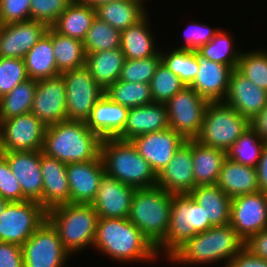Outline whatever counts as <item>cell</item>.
I'll list each match as a JSON object with an SVG mask.
<instances>
[{
	"label": "cell",
	"instance_id": "1",
	"mask_svg": "<svg viewBox=\"0 0 267 267\" xmlns=\"http://www.w3.org/2000/svg\"><path fill=\"white\" fill-rule=\"evenodd\" d=\"M93 247L121 262L153 261L159 255L128 218H99Z\"/></svg>",
	"mask_w": 267,
	"mask_h": 267
},
{
	"label": "cell",
	"instance_id": "2",
	"mask_svg": "<svg viewBox=\"0 0 267 267\" xmlns=\"http://www.w3.org/2000/svg\"><path fill=\"white\" fill-rule=\"evenodd\" d=\"M102 139L84 121L64 120L46 127L42 153L68 164L96 160Z\"/></svg>",
	"mask_w": 267,
	"mask_h": 267
},
{
	"label": "cell",
	"instance_id": "3",
	"mask_svg": "<svg viewBox=\"0 0 267 267\" xmlns=\"http://www.w3.org/2000/svg\"><path fill=\"white\" fill-rule=\"evenodd\" d=\"M244 243L230 224L213 226L188 240L168 260L170 263L200 265L225 259V267L244 248Z\"/></svg>",
	"mask_w": 267,
	"mask_h": 267
},
{
	"label": "cell",
	"instance_id": "4",
	"mask_svg": "<svg viewBox=\"0 0 267 267\" xmlns=\"http://www.w3.org/2000/svg\"><path fill=\"white\" fill-rule=\"evenodd\" d=\"M100 156L106 175L135 189L156 186V173L131 141L117 138L102 139Z\"/></svg>",
	"mask_w": 267,
	"mask_h": 267
},
{
	"label": "cell",
	"instance_id": "5",
	"mask_svg": "<svg viewBox=\"0 0 267 267\" xmlns=\"http://www.w3.org/2000/svg\"><path fill=\"white\" fill-rule=\"evenodd\" d=\"M47 220L56 229L64 248L71 254L92 246L99 215L91 204L67 203L47 211Z\"/></svg>",
	"mask_w": 267,
	"mask_h": 267
},
{
	"label": "cell",
	"instance_id": "6",
	"mask_svg": "<svg viewBox=\"0 0 267 267\" xmlns=\"http://www.w3.org/2000/svg\"><path fill=\"white\" fill-rule=\"evenodd\" d=\"M173 194L158 188L135 189L128 220L157 247L166 237Z\"/></svg>",
	"mask_w": 267,
	"mask_h": 267
},
{
	"label": "cell",
	"instance_id": "7",
	"mask_svg": "<svg viewBox=\"0 0 267 267\" xmlns=\"http://www.w3.org/2000/svg\"><path fill=\"white\" fill-rule=\"evenodd\" d=\"M211 227L204 208L190 194H173L168 232L156 247L157 253L166 252L169 259L188 240Z\"/></svg>",
	"mask_w": 267,
	"mask_h": 267
},
{
	"label": "cell",
	"instance_id": "8",
	"mask_svg": "<svg viewBox=\"0 0 267 267\" xmlns=\"http://www.w3.org/2000/svg\"><path fill=\"white\" fill-rule=\"evenodd\" d=\"M250 128V121L223 102H209L196 138L203 145L227 152Z\"/></svg>",
	"mask_w": 267,
	"mask_h": 267
},
{
	"label": "cell",
	"instance_id": "9",
	"mask_svg": "<svg viewBox=\"0 0 267 267\" xmlns=\"http://www.w3.org/2000/svg\"><path fill=\"white\" fill-rule=\"evenodd\" d=\"M47 219L39 202H8L0 216V241L22 246Z\"/></svg>",
	"mask_w": 267,
	"mask_h": 267
},
{
	"label": "cell",
	"instance_id": "10",
	"mask_svg": "<svg viewBox=\"0 0 267 267\" xmlns=\"http://www.w3.org/2000/svg\"><path fill=\"white\" fill-rule=\"evenodd\" d=\"M60 75L66 90V120L86 122L105 90L96 83L86 66Z\"/></svg>",
	"mask_w": 267,
	"mask_h": 267
},
{
	"label": "cell",
	"instance_id": "11",
	"mask_svg": "<svg viewBox=\"0 0 267 267\" xmlns=\"http://www.w3.org/2000/svg\"><path fill=\"white\" fill-rule=\"evenodd\" d=\"M208 104L193 88L185 86L165 103L170 128L185 140L196 139Z\"/></svg>",
	"mask_w": 267,
	"mask_h": 267
},
{
	"label": "cell",
	"instance_id": "12",
	"mask_svg": "<svg viewBox=\"0 0 267 267\" xmlns=\"http://www.w3.org/2000/svg\"><path fill=\"white\" fill-rule=\"evenodd\" d=\"M24 267H64L71 254L46 219L21 246Z\"/></svg>",
	"mask_w": 267,
	"mask_h": 267
},
{
	"label": "cell",
	"instance_id": "13",
	"mask_svg": "<svg viewBox=\"0 0 267 267\" xmlns=\"http://www.w3.org/2000/svg\"><path fill=\"white\" fill-rule=\"evenodd\" d=\"M46 127L32 112L0 120V152L42 150Z\"/></svg>",
	"mask_w": 267,
	"mask_h": 267
},
{
	"label": "cell",
	"instance_id": "14",
	"mask_svg": "<svg viewBox=\"0 0 267 267\" xmlns=\"http://www.w3.org/2000/svg\"><path fill=\"white\" fill-rule=\"evenodd\" d=\"M229 224L244 241L267 228V194L259 191L232 198Z\"/></svg>",
	"mask_w": 267,
	"mask_h": 267
},
{
	"label": "cell",
	"instance_id": "15",
	"mask_svg": "<svg viewBox=\"0 0 267 267\" xmlns=\"http://www.w3.org/2000/svg\"><path fill=\"white\" fill-rule=\"evenodd\" d=\"M31 112L45 126L66 120V90L61 75L37 80Z\"/></svg>",
	"mask_w": 267,
	"mask_h": 267
},
{
	"label": "cell",
	"instance_id": "16",
	"mask_svg": "<svg viewBox=\"0 0 267 267\" xmlns=\"http://www.w3.org/2000/svg\"><path fill=\"white\" fill-rule=\"evenodd\" d=\"M130 141L157 175L186 140L175 130L167 128L136 136Z\"/></svg>",
	"mask_w": 267,
	"mask_h": 267
},
{
	"label": "cell",
	"instance_id": "17",
	"mask_svg": "<svg viewBox=\"0 0 267 267\" xmlns=\"http://www.w3.org/2000/svg\"><path fill=\"white\" fill-rule=\"evenodd\" d=\"M8 161L27 200L39 202L43 207V176L40 151L0 152Z\"/></svg>",
	"mask_w": 267,
	"mask_h": 267
},
{
	"label": "cell",
	"instance_id": "18",
	"mask_svg": "<svg viewBox=\"0 0 267 267\" xmlns=\"http://www.w3.org/2000/svg\"><path fill=\"white\" fill-rule=\"evenodd\" d=\"M156 186L170 194H189L195 188L192 139L186 140L167 166L157 174Z\"/></svg>",
	"mask_w": 267,
	"mask_h": 267
},
{
	"label": "cell",
	"instance_id": "19",
	"mask_svg": "<svg viewBox=\"0 0 267 267\" xmlns=\"http://www.w3.org/2000/svg\"><path fill=\"white\" fill-rule=\"evenodd\" d=\"M223 103L250 121L267 105V91L233 69Z\"/></svg>",
	"mask_w": 267,
	"mask_h": 267
},
{
	"label": "cell",
	"instance_id": "20",
	"mask_svg": "<svg viewBox=\"0 0 267 267\" xmlns=\"http://www.w3.org/2000/svg\"><path fill=\"white\" fill-rule=\"evenodd\" d=\"M135 188L106 174L91 205L99 218H128Z\"/></svg>",
	"mask_w": 267,
	"mask_h": 267
},
{
	"label": "cell",
	"instance_id": "21",
	"mask_svg": "<svg viewBox=\"0 0 267 267\" xmlns=\"http://www.w3.org/2000/svg\"><path fill=\"white\" fill-rule=\"evenodd\" d=\"M47 29L45 23L35 20L3 24L0 32V57L23 59Z\"/></svg>",
	"mask_w": 267,
	"mask_h": 267
},
{
	"label": "cell",
	"instance_id": "22",
	"mask_svg": "<svg viewBox=\"0 0 267 267\" xmlns=\"http://www.w3.org/2000/svg\"><path fill=\"white\" fill-rule=\"evenodd\" d=\"M66 172L70 188V203L91 204L99 189L101 178L105 174L101 156L92 161L68 163Z\"/></svg>",
	"mask_w": 267,
	"mask_h": 267
},
{
	"label": "cell",
	"instance_id": "23",
	"mask_svg": "<svg viewBox=\"0 0 267 267\" xmlns=\"http://www.w3.org/2000/svg\"><path fill=\"white\" fill-rule=\"evenodd\" d=\"M196 58L199 68L189 87L209 102H223L233 69L228 65L204 58L197 52Z\"/></svg>",
	"mask_w": 267,
	"mask_h": 267
},
{
	"label": "cell",
	"instance_id": "24",
	"mask_svg": "<svg viewBox=\"0 0 267 267\" xmlns=\"http://www.w3.org/2000/svg\"><path fill=\"white\" fill-rule=\"evenodd\" d=\"M170 128L167 108L162 103H151L129 108L123 131L116 137L119 140L130 141L134 137Z\"/></svg>",
	"mask_w": 267,
	"mask_h": 267
},
{
	"label": "cell",
	"instance_id": "25",
	"mask_svg": "<svg viewBox=\"0 0 267 267\" xmlns=\"http://www.w3.org/2000/svg\"><path fill=\"white\" fill-rule=\"evenodd\" d=\"M41 173L43 176V208L49 209L70 203V188L66 165L51 158L41 150Z\"/></svg>",
	"mask_w": 267,
	"mask_h": 267
},
{
	"label": "cell",
	"instance_id": "26",
	"mask_svg": "<svg viewBox=\"0 0 267 267\" xmlns=\"http://www.w3.org/2000/svg\"><path fill=\"white\" fill-rule=\"evenodd\" d=\"M128 111V107L113 102L104 94L96 102L86 123L101 139L116 138L123 131Z\"/></svg>",
	"mask_w": 267,
	"mask_h": 267
},
{
	"label": "cell",
	"instance_id": "27",
	"mask_svg": "<svg viewBox=\"0 0 267 267\" xmlns=\"http://www.w3.org/2000/svg\"><path fill=\"white\" fill-rule=\"evenodd\" d=\"M216 185L231 199L260 191L257 169L235 162L228 157L223 161Z\"/></svg>",
	"mask_w": 267,
	"mask_h": 267
},
{
	"label": "cell",
	"instance_id": "28",
	"mask_svg": "<svg viewBox=\"0 0 267 267\" xmlns=\"http://www.w3.org/2000/svg\"><path fill=\"white\" fill-rule=\"evenodd\" d=\"M145 0H113L95 7L96 17L117 30L137 24L148 13L144 7Z\"/></svg>",
	"mask_w": 267,
	"mask_h": 267
},
{
	"label": "cell",
	"instance_id": "29",
	"mask_svg": "<svg viewBox=\"0 0 267 267\" xmlns=\"http://www.w3.org/2000/svg\"><path fill=\"white\" fill-rule=\"evenodd\" d=\"M226 152L192 139V160L195 187L217 184Z\"/></svg>",
	"mask_w": 267,
	"mask_h": 267
},
{
	"label": "cell",
	"instance_id": "30",
	"mask_svg": "<svg viewBox=\"0 0 267 267\" xmlns=\"http://www.w3.org/2000/svg\"><path fill=\"white\" fill-rule=\"evenodd\" d=\"M29 79L41 80L60 75L52 47V26L23 58Z\"/></svg>",
	"mask_w": 267,
	"mask_h": 267
},
{
	"label": "cell",
	"instance_id": "31",
	"mask_svg": "<svg viewBox=\"0 0 267 267\" xmlns=\"http://www.w3.org/2000/svg\"><path fill=\"white\" fill-rule=\"evenodd\" d=\"M95 17L96 9L93 6L73 0L52 27L62 35L83 42Z\"/></svg>",
	"mask_w": 267,
	"mask_h": 267
},
{
	"label": "cell",
	"instance_id": "32",
	"mask_svg": "<svg viewBox=\"0 0 267 267\" xmlns=\"http://www.w3.org/2000/svg\"><path fill=\"white\" fill-rule=\"evenodd\" d=\"M194 201L202 206L213 226H224L230 222L231 198L216 184L198 185L190 193Z\"/></svg>",
	"mask_w": 267,
	"mask_h": 267
},
{
	"label": "cell",
	"instance_id": "33",
	"mask_svg": "<svg viewBox=\"0 0 267 267\" xmlns=\"http://www.w3.org/2000/svg\"><path fill=\"white\" fill-rule=\"evenodd\" d=\"M125 55L120 48L86 54L85 66L96 83L104 90L120 76Z\"/></svg>",
	"mask_w": 267,
	"mask_h": 267
},
{
	"label": "cell",
	"instance_id": "34",
	"mask_svg": "<svg viewBox=\"0 0 267 267\" xmlns=\"http://www.w3.org/2000/svg\"><path fill=\"white\" fill-rule=\"evenodd\" d=\"M148 23L150 22L146 15L137 24L121 31L120 49L124 53L125 59L149 58L159 52L154 44L156 41L153 37L155 36L150 32Z\"/></svg>",
	"mask_w": 267,
	"mask_h": 267
},
{
	"label": "cell",
	"instance_id": "35",
	"mask_svg": "<svg viewBox=\"0 0 267 267\" xmlns=\"http://www.w3.org/2000/svg\"><path fill=\"white\" fill-rule=\"evenodd\" d=\"M52 47L60 74L85 66L86 53L81 40L62 35L52 27Z\"/></svg>",
	"mask_w": 267,
	"mask_h": 267
},
{
	"label": "cell",
	"instance_id": "36",
	"mask_svg": "<svg viewBox=\"0 0 267 267\" xmlns=\"http://www.w3.org/2000/svg\"><path fill=\"white\" fill-rule=\"evenodd\" d=\"M37 80L27 79L0 98V120L31 112Z\"/></svg>",
	"mask_w": 267,
	"mask_h": 267
},
{
	"label": "cell",
	"instance_id": "37",
	"mask_svg": "<svg viewBox=\"0 0 267 267\" xmlns=\"http://www.w3.org/2000/svg\"><path fill=\"white\" fill-rule=\"evenodd\" d=\"M113 102L133 108L153 103L150 84L117 80L104 92Z\"/></svg>",
	"mask_w": 267,
	"mask_h": 267
},
{
	"label": "cell",
	"instance_id": "38",
	"mask_svg": "<svg viewBox=\"0 0 267 267\" xmlns=\"http://www.w3.org/2000/svg\"><path fill=\"white\" fill-rule=\"evenodd\" d=\"M233 37L223 30H219L214 38L205 45H202L196 52L204 58L219 62L236 69L241 52L233 48Z\"/></svg>",
	"mask_w": 267,
	"mask_h": 267
},
{
	"label": "cell",
	"instance_id": "39",
	"mask_svg": "<svg viewBox=\"0 0 267 267\" xmlns=\"http://www.w3.org/2000/svg\"><path fill=\"white\" fill-rule=\"evenodd\" d=\"M121 31L98 17L92 22L83 41L86 54L120 48Z\"/></svg>",
	"mask_w": 267,
	"mask_h": 267
},
{
	"label": "cell",
	"instance_id": "40",
	"mask_svg": "<svg viewBox=\"0 0 267 267\" xmlns=\"http://www.w3.org/2000/svg\"><path fill=\"white\" fill-rule=\"evenodd\" d=\"M265 144L266 142L249 128L230 147L226 156L235 162L256 168Z\"/></svg>",
	"mask_w": 267,
	"mask_h": 267
},
{
	"label": "cell",
	"instance_id": "41",
	"mask_svg": "<svg viewBox=\"0 0 267 267\" xmlns=\"http://www.w3.org/2000/svg\"><path fill=\"white\" fill-rule=\"evenodd\" d=\"M161 56L162 62L177 75L186 86L192 83L199 68L196 51L173 49V51L167 54L161 52Z\"/></svg>",
	"mask_w": 267,
	"mask_h": 267
},
{
	"label": "cell",
	"instance_id": "42",
	"mask_svg": "<svg viewBox=\"0 0 267 267\" xmlns=\"http://www.w3.org/2000/svg\"><path fill=\"white\" fill-rule=\"evenodd\" d=\"M186 85L163 62L150 81L153 102L165 104Z\"/></svg>",
	"mask_w": 267,
	"mask_h": 267
},
{
	"label": "cell",
	"instance_id": "43",
	"mask_svg": "<svg viewBox=\"0 0 267 267\" xmlns=\"http://www.w3.org/2000/svg\"><path fill=\"white\" fill-rule=\"evenodd\" d=\"M255 85L267 91V51L241 52L236 68Z\"/></svg>",
	"mask_w": 267,
	"mask_h": 267
},
{
	"label": "cell",
	"instance_id": "44",
	"mask_svg": "<svg viewBox=\"0 0 267 267\" xmlns=\"http://www.w3.org/2000/svg\"><path fill=\"white\" fill-rule=\"evenodd\" d=\"M161 62L162 56L160 50L156 55L149 58L125 59L118 80L150 84V81Z\"/></svg>",
	"mask_w": 267,
	"mask_h": 267
},
{
	"label": "cell",
	"instance_id": "45",
	"mask_svg": "<svg viewBox=\"0 0 267 267\" xmlns=\"http://www.w3.org/2000/svg\"><path fill=\"white\" fill-rule=\"evenodd\" d=\"M27 79L29 76L23 59L0 57V98Z\"/></svg>",
	"mask_w": 267,
	"mask_h": 267
},
{
	"label": "cell",
	"instance_id": "46",
	"mask_svg": "<svg viewBox=\"0 0 267 267\" xmlns=\"http://www.w3.org/2000/svg\"><path fill=\"white\" fill-rule=\"evenodd\" d=\"M73 0H31L30 20L40 21L48 27L67 9Z\"/></svg>",
	"mask_w": 267,
	"mask_h": 267
},
{
	"label": "cell",
	"instance_id": "47",
	"mask_svg": "<svg viewBox=\"0 0 267 267\" xmlns=\"http://www.w3.org/2000/svg\"><path fill=\"white\" fill-rule=\"evenodd\" d=\"M0 197L8 202L26 201L18 179L12 173L7 159L0 153Z\"/></svg>",
	"mask_w": 267,
	"mask_h": 267
},
{
	"label": "cell",
	"instance_id": "48",
	"mask_svg": "<svg viewBox=\"0 0 267 267\" xmlns=\"http://www.w3.org/2000/svg\"><path fill=\"white\" fill-rule=\"evenodd\" d=\"M31 0H0V20L3 24L30 20Z\"/></svg>",
	"mask_w": 267,
	"mask_h": 267
},
{
	"label": "cell",
	"instance_id": "49",
	"mask_svg": "<svg viewBox=\"0 0 267 267\" xmlns=\"http://www.w3.org/2000/svg\"><path fill=\"white\" fill-rule=\"evenodd\" d=\"M190 27V28H189ZM185 30V45L176 49L197 51L202 45L212 40L220 29H213L205 24L192 23Z\"/></svg>",
	"mask_w": 267,
	"mask_h": 267
},
{
	"label": "cell",
	"instance_id": "50",
	"mask_svg": "<svg viewBox=\"0 0 267 267\" xmlns=\"http://www.w3.org/2000/svg\"><path fill=\"white\" fill-rule=\"evenodd\" d=\"M0 267H24L20 245L0 241Z\"/></svg>",
	"mask_w": 267,
	"mask_h": 267
},
{
	"label": "cell",
	"instance_id": "51",
	"mask_svg": "<svg viewBox=\"0 0 267 267\" xmlns=\"http://www.w3.org/2000/svg\"><path fill=\"white\" fill-rule=\"evenodd\" d=\"M244 248L255 257L267 260V228L250 236L245 241Z\"/></svg>",
	"mask_w": 267,
	"mask_h": 267
},
{
	"label": "cell",
	"instance_id": "52",
	"mask_svg": "<svg viewBox=\"0 0 267 267\" xmlns=\"http://www.w3.org/2000/svg\"><path fill=\"white\" fill-rule=\"evenodd\" d=\"M225 267H267V260L255 257L243 248Z\"/></svg>",
	"mask_w": 267,
	"mask_h": 267
},
{
	"label": "cell",
	"instance_id": "53",
	"mask_svg": "<svg viewBox=\"0 0 267 267\" xmlns=\"http://www.w3.org/2000/svg\"><path fill=\"white\" fill-rule=\"evenodd\" d=\"M250 128L267 143V105L250 120Z\"/></svg>",
	"mask_w": 267,
	"mask_h": 267
},
{
	"label": "cell",
	"instance_id": "54",
	"mask_svg": "<svg viewBox=\"0 0 267 267\" xmlns=\"http://www.w3.org/2000/svg\"><path fill=\"white\" fill-rule=\"evenodd\" d=\"M260 191L267 194V143L256 166Z\"/></svg>",
	"mask_w": 267,
	"mask_h": 267
},
{
	"label": "cell",
	"instance_id": "55",
	"mask_svg": "<svg viewBox=\"0 0 267 267\" xmlns=\"http://www.w3.org/2000/svg\"><path fill=\"white\" fill-rule=\"evenodd\" d=\"M83 3L89 4L90 6H93L94 8L102 3L110 2L113 0H79Z\"/></svg>",
	"mask_w": 267,
	"mask_h": 267
},
{
	"label": "cell",
	"instance_id": "56",
	"mask_svg": "<svg viewBox=\"0 0 267 267\" xmlns=\"http://www.w3.org/2000/svg\"><path fill=\"white\" fill-rule=\"evenodd\" d=\"M8 201L4 200L2 197H0V216L2 215Z\"/></svg>",
	"mask_w": 267,
	"mask_h": 267
},
{
	"label": "cell",
	"instance_id": "57",
	"mask_svg": "<svg viewBox=\"0 0 267 267\" xmlns=\"http://www.w3.org/2000/svg\"><path fill=\"white\" fill-rule=\"evenodd\" d=\"M2 26H3V23H2V21L0 20V32H1V28H2Z\"/></svg>",
	"mask_w": 267,
	"mask_h": 267
}]
</instances>
